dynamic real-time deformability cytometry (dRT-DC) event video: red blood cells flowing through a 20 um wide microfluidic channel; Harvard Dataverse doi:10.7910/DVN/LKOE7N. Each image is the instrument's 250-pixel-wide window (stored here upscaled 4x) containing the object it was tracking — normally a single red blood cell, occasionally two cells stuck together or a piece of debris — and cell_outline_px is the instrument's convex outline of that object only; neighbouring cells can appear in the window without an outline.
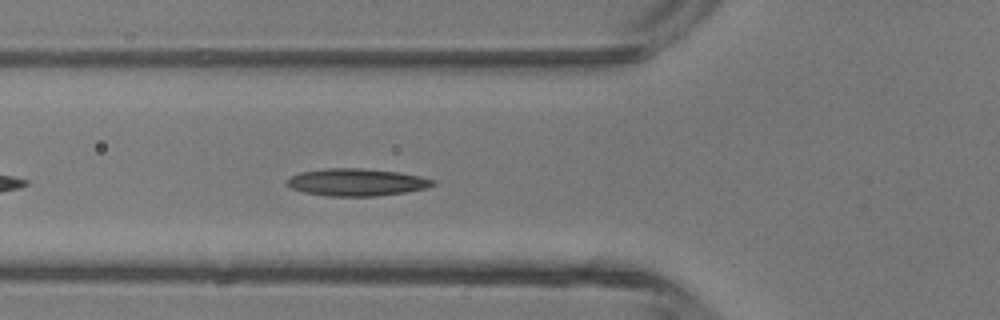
{"species": "common noctule bat (a hibernating species)", "species_latin": "Nyctalus noctula", "temperature_condition": "room temperature", "stored_images_in_passage": 27, "camera_frame_rate_fps": 3000, "um_per_image_px": 0.085, "animal": {"sex": "male", "body_mass_g": 13.3}, "frame": {"image": 1, "passage_image": 5, "time_ms": 1.333, "image_size_px": [1000, 320], "cell_outline_px": [[436, 184], [428, 188], [404, 192], [376, 196], [328, 196], [304, 192], [292, 188], [288, 184], [288, 180], [292, 176], [300, 172], [328, 168], [364, 168], [400, 172], [420, 176], [436, 180]], "centroid_in_image_um": [30.38, 15.48], "position_along_channel_um": 95.4, "area_um2": 23.18}}
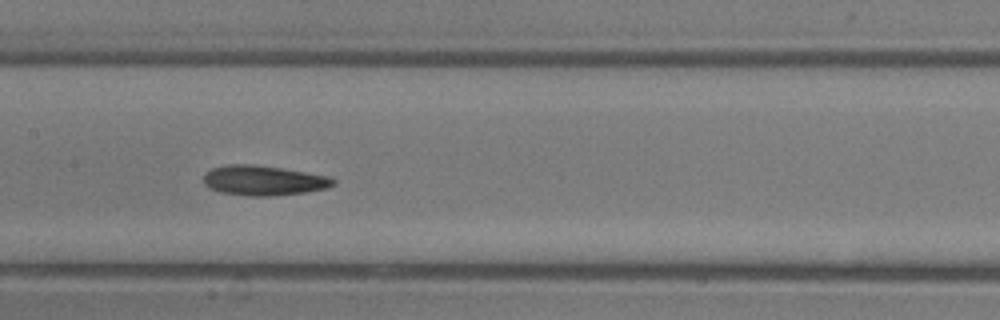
{"frame": {"image": 2, "passage_image": 11, "time_ms": 3.333, "image_size_px": [1000, 320], "cell_outline_px": [[336, 184], [324, 188], [304, 192], [268, 196], [248, 196], [220, 192], [208, 188], [204, 184], [204, 176], [212, 168], [228, 164], [252, 164], [280, 168], [328, 176], [336, 180]], "centroid_in_image_um": [22.37, 15.34], "position_along_channel_um": 185.0, "area_um2": 22.37}}
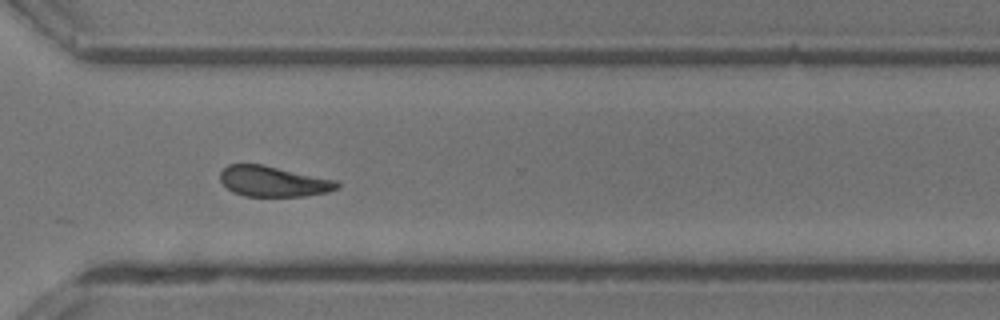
{"frame": {"image": 3, "passage_image": 22, "time_ms": 7.0, "image_size_px": [1000, 320], "cell_outline_px": [[340, 184], [336, 188], [328, 192], [304, 196], [244, 196], [232, 192], [220, 180], [220, 172], [228, 164], [260, 164], [336, 180]], "centroid_in_image_um": [23.2, 15.42], "position_along_channel_um": 347.4, "area_um2": 20.58}, "authors_computed_cell_mechanics": {"area_um2": 22.1374, "velocity_mm_per_s": 4.4468, "shape_relaxation_time_tau1_ms": 3.8629, "shape_relaxation_time_tau2_ms": 5.057, "deformation_change_tau1": 0.1194, "deformation_change_tau2": 0.1301}}